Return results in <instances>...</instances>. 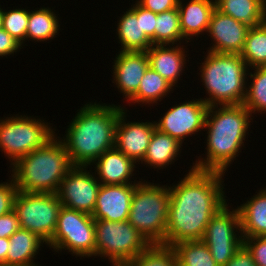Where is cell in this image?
<instances>
[{"instance_id":"f1b7e54d","label":"cell","mask_w":266,"mask_h":266,"mask_svg":"<svg viewBox=\"0 0 266 266\" xmlns=\"http://www.w3.org/2000/svg\"><path fill=\"white\" fill-rule=\"evenodd\" d=\"M178 266H218L202 240L183 241L172 245Z\"/></svg>"},{"instance_id":"9c48e42d","label":"cell","mask_w":266,"mask_h":266,"mask_svg":"<svg viewBox=\"0 0 266 266\" xmlns=\"http://www.w3.org/2000/svg\"><path fill=\"white\" fill-rule=\"evenodd\" d=\"M95 235V257L110 263L130 262L150 245L128 220L95 219Z\"/></svg>"},{"instance_id":"1f68e13d","label":"cell","mask_w":266,"mask_h":266,"mask_svg":"<svg viewBox=\"0 0 266 266\" xmlns=\"http://www.w3.org/2000/svg\"><path fill=\"white\" fill-rule=\"evenodd\" d=\"M131 266H178L176 253L172 246L150 244L130 262Z\"/></svg>"},{"instance_id":"ee69618b","label":"cell","mask_w":266,"mask_h":266,"mask_svg":"<svg viewBox=\"0 0 266 266\" xmlns=\"http://www.w3.org/2000/svg\"><path fill=\"white\" fill-rule=\"evenodd\" d=\"M3 9L0 7V28H2V15H3Z\"/></svg>"},{"instance_id":"f546056e","label":"cell","mask_w":266,"mask_h":266,"mask_svg":"<svg viewBox=\"0 0 266 266\" xmlns=\"http://www.w3.org/2000/svg\"><path fill=\"white\" fill-rule=\"evenodd\" d=\"M184 40L188 43L182 35L178 7L158 13L155 26V45L181 44Z\"/></svg>"},{"instance_id":"cb8c5ba5","label":"cell","mask_w":266,"mask_h":266,"mask_svg":"<svg viewBox=\"0 0 266 266\" xmlns=\"http://www.w3.org/2000/svg\"><path fill=\"white\" fill-rule=\"evenodd\" d=\"M6 265H34L33 258L41 250L40 246L47 244L37 234L23 228H19L9 237Z\"/></svg>"},{"instance_id":"4dcf8cb0","label":"cell","mask_w":266,"mask_h":266,"mask_svg":"<svg viewBox=\"0 0 266 266\" xmlns=\"http://www.w3.org/2000/svg\"><path fill=\"white\" fill-rule=\"evenodd\" d=\"M248 70V77L252 80L246 86V96L243 105L253 115L256 113H266V66L252 68ZM253 73V74H252Z\"/></svg>"},{"instance_id":"ffe728a7","label":"cell","mask_w":266,"mask_h":266,"mask_svg":"<svg viewBox=\"0 0 266 266\" xmlns=\"http://www.w3.org/2000/svg\"><path fill=\"white\" fill-rule=\"evenodd\" d=\"M182 1L179 0L178 4L180 27L183 37L191 42L193 36L198 37L208 31L215 0H190L187 4Z\"/></svg>"},{"instance_id":"30bf717a","label":"cell","mask_w":266,"mask_h":266,"mask_svg":"<svg viewBox=\"0 0 266 266\" xmlns=\"http://www.w3.org/2000/svg\"><path fill=\"white\" fill-rule=\"evenodd\" d=\"M61 207L56 193L18 191L14 198L13 211L21 228L37 234L48 243L56 229Z\"/></svg>"},{"instance_id":"7c38bea8","label":"cell","mask_w":266,"mask_h":266,"mask_svg":"<svg viewBox=\"0 0 266 266\" xmlns=\"http://www.w3.org/2000/svg\"><path fill=\"white\" fill-rule=\"evenodd\" d=\"M86 168L74 166L62 179L56 194L62 206L92 215L101 183Z\"/></svg>"},{"instance_id":"9a60e30c","label":"cell","mask_w":266,"mask_h":266,"mask_svg":"<svg viewBox=\"0 0 266 266\" xmlns=\"http://www.w3.org/2000/svg\"><path fill=\"white\" fill-rule=\"evenodd\" d=\"M249 27L216 8L212 12L207 31L213 39V46L207 51L216 53L240 54L245 44Z\"/></svg>"},{"instance_id":"7a4b0ae2","label":"cell","mask_w":266,"mask_h":266,"mask_svg":"<svg viewBox=\"0 0 266 266\" xmlns=\"http://www.w3.org/2000/svg\"><path fill=\"white\" fill-rule=\"evenodd\" d=\"M120 105L86 103L71 120L65 137L59 139L67 149L73 166L91 167L105 151L114 148L115 126Z\"/></svg>"},{"instance_id":"e0dca14e","label":"cell","mask_w":266,"mask_h":266,"mask_svg":"<svg viewBox=\"0 0 266 266\" xmlns=\"http://www.w3.org/2000/svg\"><path fill=\"white\" fill-rule=\"evenodd\" d=\"M149 67L144 51H119L114 59L113 83L128 101L139 89V84Z\"/></svg>"},{"instance_id":"277c9868","label":"cell","mask_w":266,"mask_h":266,"mask_svg":"<svg viewBox=\"0 0 266 266\" xmlns=\"http://www.w3.org/2000/svg\"><path fill=\"white\" fill-rule=\"evenodd\" d=\"M73 167L67 149L55 134L42 147L11 165L10 177L20 192L57 193Z\"/></svg>"},{"instance_id":"52a82bcc","label":"cell","mask_w":266,"mask_h":266,"mask_svg":"<svg viewBox=\"0 0 266 266\" xmlns=\"http://www.w3.org/2000/svg\"><path fill=\"white\" fill-rule=\"evenodd\" d=\"M55 131L48 122L27 114L0 118V150L13 165L18 159L42 147L55 135Z\"/></svg>"},{"instance_id":"5bb4252c","label":"cell","mask_w":266,"mask_h":266,"mask_svg":"<svg viewBox=\"0 0 266 266\" xmlns=\"http://www.w3.org/2000/svg\"><path fill=\"white\" fill-rule=\"evenodd\" d=\"M126 108L120 112L116 126L114 147L130 157L135 163L143 161L152 134L156 128L155 122H129Z\"/></svg>"},{"instance_id":"74e56055","label":"cell","mask_w":266,"mask_h":266,"mask_svg":"<svg viewBox=\"0 0 266 266\" xmlns=\"http://www.w3.org/2000/svg\"><path fill=\"white\" fill-rule=\"evenodd\" d=\"M135 2L156 14L177 8L179 4V0H137Z\"/></svg>"},{"instance_id":"4fadbf2b","label":"cell","mask_w":266,"mask_h":266,"mask_svg":"<svg viewBox=\"0 0 266 266\" xmlns=\"http://www.w3.org/2000/svg\"><path fill=\"white\" fill-rule=\"evenodd\" d=\"M208 107L202 98L176 104L159 121H154L156 128L183 144L185 138L204 129Z\"/></svg>"},{"instance_id":"603a6c76","label":"cell","mask_w":266,"mask_h":266,"mask_svg":"<svg viewBox=\"0 0 266 266\" xmlns=\"http://www.w3.org/2000/svg\"><path fill=\"white\" fill-rule=\"evenodd\" d=\"M181 146L183 145L177 139L155 128L142 164L158 170L166 168V166L174 164L179 157Z\"/></svg>"},{"instance_id":"5b68a950","label":"cell","mask_w":266,"mask_h":266,"mask_svg":"<svg viewBox=\"0 0 266 266\" xmlns=\"http://www.w3.org/2000/svg\"><path fill=\"white\" fill-rule=\"evenodd\" d=\"M199 64L201 82L209 95L202 100L208 106L243 104L250 69L240 54L207 51Z\"/></svg>"},{"instance_id":"60d3db41","label":"cell","mask_w":266,"mask_h":266,"mask_svg":"<svg viewBox=\"0 0 266 266\" xmlns=\"http://www.w3.org/2000/svg\"><path fill=\"white\" fill-rule=\"evenodd\" d=\"M9 243V238H0V264H6Z\"/></svg>"},{"instance_id":"6da1fadb","label":"cell","mask_w":266,"mask_h":266,"mask_svg":"<svg viewBox=\"0 0 266 266\" xmlns=\"http://www.w3.org/2000/svg\"><path fill=\"white\" fill-rule=\"evenodd\" d=\"M177 185L169 186L170 202L165 240L172 246L183 241L201 240L211 218L227 202L224 173L190 167Z\"/></svg>"},{"instance_id":"ab89813d","label":"cell","mask_w":266,"mask_h":266,"mask_svg":"<svg viewBox=\"0 0 266 266\" xmlns=\"http://www.w3.org/2000/svg\"><path fill=\"white\" fill-rule=\"evenodd\" d=\"M224 266H257L248 249L242 245Z\"/></svg>"},{"instance_id":"836d02e7","label":"cell","mask_w":266,"mask_h":266,"mask_svg":"<svg viewBox=\"0 0 266 266\" xmlns=\"http://www.w3.org/2000/svg\"><path fill=\"white\" fill-rule=\"evenodd\" d=\"M18 190L13 179L0 183V216L13 210L14 198Z\"/></svg>"},{"instance_id":"2e32d148","label":"cell","mask_w":266,"mask_h":266,"mask_svg":"<svg viewBox=\"0 0 266 266\" xmlns=\"http://www.w3.org/2000/svg\"><path fill=\"white\" fill-rule=\"evenodd\" d=\"M137 184L100 185L92 217L98 220L127 221Z\"/></svg>"},{"instance_id":"484cf974","label":"cell","mask_w":266,"mask_h":266,"mask_svg":"<svg viewBox=\"0 0 266 266\" xmlns=\"http://www.w3.org/2000/svg\"><path fill=\"white\" fill-rule=\"evenodd\" d=\"M172 90L173 86L149 66L141 79L138 91L127 102L142 103V105L157 104L165 96L170 95Z\"/></svg>"},{"instance_id":"e575fe53","label":"cell","mask_w":266,"mask_h":266,"mask_svg":"<svg viewBox=\"0 0 266 266\" xmlns=\"http://www.w3.org/2000/svg\"><path fill=\"white\" fill-rule=\"evenodd\" d=\"M243 245L251 253L257 266H266V240L263 237L244 238Z\"/></svg>"},{"instance_id":"7bdbcfd3","label":"cell","mask_w":266,"mask_h":266,"mask_svg":"<svg viewBox=\"0 0 266 266\" xmlns=\"http://www.w3.org/2000/svg\"><path fill=\"white\" fill-rule=\"evenodd\" d=\"M0 266H41V265H38L37 264H34V265H6V264H0Z\"/></svg>"},{"instance_id":"f35d334b","label":"cell","mask_w":266,"mask_h":266,"mask_svg":"<svg viewBox=\"0 0 266 266\" xmlns=\"http://www.w3.org/2000/svg\"><path fill=\"white\" fill-rule=\"evenodd\" d=\"M157 14L151 10L141 6V25L146 36L151 40L152 45H155V26Z\"/></svg>"},{"instance_id":"44dd1931","label":"cell","mask_w":266,"mask_h":266,"mask_svg":"<svg viewBox=\"0 0 266 266\" xmlns=\"http://www.w3.org/2000/svg\"><path fill=\"white\" fill-rule=\"evenodd\" d=\"M121 17H119L116 29L120 51H144L151 46V40L142 30L141 25V6L136 2L131 5Z\"/></svg>"},{"instance_id":"ba28073f","label":"cell","mask_w":266,"mask_h":266,"mask_svg":"<svg viewBox=\"0 0 266 266\" xmlns=\"http://www.w3.org/2000/svg\"><path fill=\"white\" fill-rule=\"evenodd\" d=\"M46 245L58 253L68 250L76 258L95 256V219L91 214L62 206L53 237Z\"/></svg>"},{"instance_id":"7402d4cb","label":"cell","mask_w":266,"mask_h":266,"mask_svg":"<svg viewBox=\"0 0 266 266\" xmlns=\"http://www.w3.org/2000/svg\"><path fill=\"white\" fill-rule=\"evenodd\" d=\"M256 193L237 206L243 239L266 235V188Z\"/></svg>"},{"instance_id":"8fae6325","label":"cell","mask_w":266,"mask_h":266,"mask_svg":"<svg viewBox=\"0 0 266 266\" xmlns=\"http://www.w3.org/2000/svg\"><path fill=\"white\" fill-rule=\"evenodd\" d=\"M228 205L226 203L211 218L201 239L218 266H224L243 245L238 209L230 211Z\"/></svg>"},{"instance_id":"b9f144b4","label":"cell","mask_w":266,"mask_h":266,"mask_svg":"<svg viewBox=\"0 0 266 266\" xmlns=\"http://www.w3.org/2000/svg\"><path fill=\"white\" fill-rule=\"evenodd\" d=\"M111 266H131L129 262L112 263Z\"/></svg>"},{"instance_id":"4316f807","label":"cell","mask_w":266,"mask_h":266,"mask_svg":"<svg viewBox=\"0 0 266 266\" xmlns=\"http://www.w3.org/2000/svg\"><path fill=\"white\" fill-rule=\"evenodd\" d=\"M51 8L41 7L39 10L29 11L26 40L46 42L54 39L59 33L58 15Z\"/></svg>"},{"instance_id":"d590c367","label":"cell","mask_w":266,"mask_h":266,"mask_svg":"<svg viewBox=\"0 0 266 266\" xmlns=\"http://www.w3.org/2000/svg\"><path fill=\"white\" fill-rule=\"evenodd\" d=\"M19 228H21L20 221L13 210L0 216V238H9Z\"/></svg>"},{"instance_id":"8992f818","label":"cell","mask_w":266,"mask_h":266,"mask_svg":"<svg viewBox=\"0 0 266 266\" xmlns=\"http://www.w3.org/2000/svg\"><path fill=\"white\" fill-rule=\"evenodd\" d=\"M142 180L135 187L128 221L149 244H162L165 240L170 191L168 185Z\"/></svg>"},{"instance_id":"d6a6232c","label":"cell","mask_w":266,"mask_h":266,"mask_svg":"<svg viewBox=\"0 0 266 266\" xmlns=\"http://www.w3.org/2000/svg\"><path fill=\"white\" fill-rule=\"evenodd\" d=\"M29 9L16 8L4 10L2 15V28L5 29L22 46H25L28 27ZM25 41V42H24Z\"/></svg>"},{"instance_id":"ac0fdd59","label":"cell","mask_w":266,"mask_h":266,"mask_svg":"<svg viewBox=\"0 0 266 266\" xmlns=\"http://www.w3.org/2000/svg\"><path fill=\"white\" fill-rule=\"evenodd\" d=\"M93 164L96 165L93 173L98 176L96 178L102 185L138 184L140 182L131 181L137 163L115 147L105 151Z\"/></svg>"},{"instance_id":"3957f363","label":"cell","mask_w":266,"mask_h":266,"mask_svg":"<svg viewBox=\"0 0 266 266\" xmlns=\"http://www.w3.org/2000/svg\"><path fill=\"white\" fill-rule=\"evenodd\" d=\"M252 116L243 104L209 106L204 127L208 134L206 158L198 157L192 168L225 174L244 147Z\"/></svg>"},{"instance_id":"d4e9b609","label":"cell","mask_w":266,"mask_h":266,"mask_svg":"<svg viewBox=\"0 0 266 266\" xmlns=\"http://www.w3.org/2000/svg\"><path fill=\"white\" fill-rule=\"evenodd\" d=\"M215 8L248 27L266 21V0H215Z\"/></svg>"},{"instance_id":"83f0119b","label":"cell","mask_w":266,"mask_h":266,"mask_svg":"<svg viewBox=\"0 0 266 266\" xmlns=\"http://www.w3.org/2000/svg\"><path fill=\"white\" fill-rule=\"evenodd\" d=\"M240 56L250 69L266 66V21L249 27Z\"/></svg>"},{"instance_id":"d6986e66","label":"cell","mask_w":266,"mask_h":266,"mask_svg":"<svg viewBox=\"0 0 266 266\" xmlns=\"http://www.w3.org/2000/svg\"><path fill=\"white\" fill-rule=\"evenodd\" d=\"M182 44H167L152 45L147 51L149 58V66L159 73L166 81L173 87H176L180 75L185 71V61L187 55L185 54L184 45ZM171 46V47H170Z\"/></svg>"},{"instance_id":"8d00e7d4","label":"cell","mask_w":266,"mask_h":266,"mask_svg":"<svg viewBox=\"0 0 266 266\" xmlns=\"http://www.w3.org/2000/svg\"><path fill=\"white\" fill-rule=\"evenodd\" d=\"M22 45L15 40L5 29L0 28V56L6 57L7 55H14V52L21 48Z\"/></svg>"}]
</instances>
